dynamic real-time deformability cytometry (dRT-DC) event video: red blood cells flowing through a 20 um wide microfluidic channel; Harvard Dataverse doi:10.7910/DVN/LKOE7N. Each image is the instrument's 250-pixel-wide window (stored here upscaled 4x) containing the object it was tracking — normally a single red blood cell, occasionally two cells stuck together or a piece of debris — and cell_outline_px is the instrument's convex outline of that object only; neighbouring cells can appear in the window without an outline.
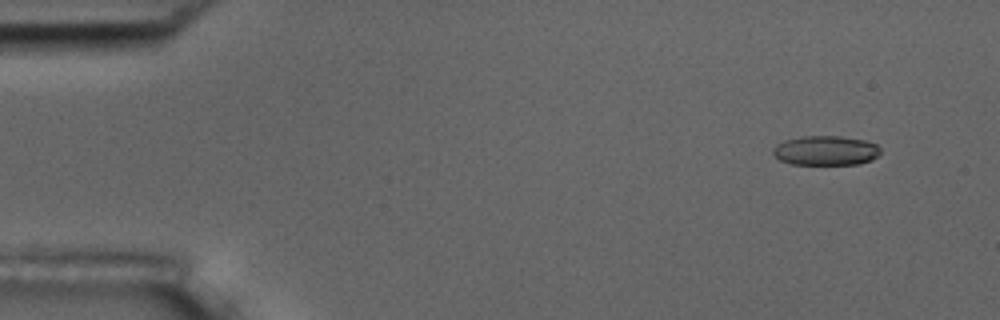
{"species": "common noctule bat (a hibernating species)", "species_latin": "Nyctalus noctula", "temperature_condition": "room temperature", "stored_images_in_passage": 6, "camera_frame_rate_fps": 3000, "um_per_image_px": 0.085, "animal": {"sex": "male", "body_mass_g": 17.5, "forearm_length_mm": 52.3}, "frame": {"image": 1, "passage_image": 2, "time_ms": 1.0, "image_size_px": [1000, 320], "cell_outline_px": [[880, 156], [872, 160], [860, 164], [792, 164], [780, 160], [772, 152], [772, 148], [776, 144], [784, 140], [800, 136], [840, 136], [864, 140], [876, 144], [880, 148]], "centroid_in_image_um": [70.2, 12.79], "position_along_channel_um": 14.8, "area_um2": 18.67}}
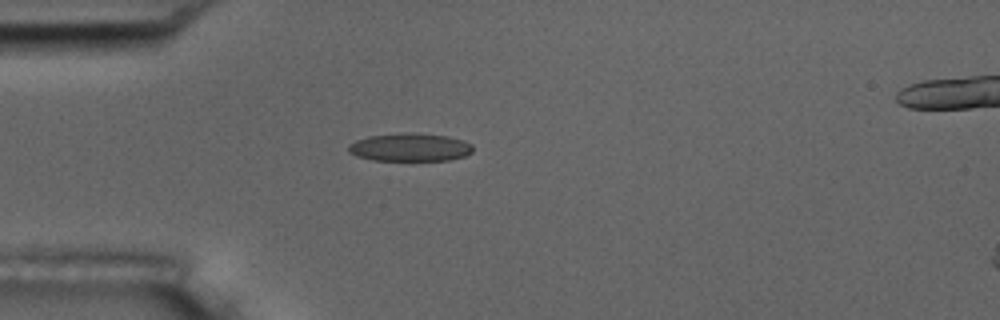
{"frame": {"image": 2, "passage_image": 5, "time_ms": 4.667, "image_size_px": [1000, 320], "cell_outline_px": [[472, 152], [464, 156], [448, 160], [372, 160], [356, 156], [348, 152], [348, 144], [356, 140], [368, 136], [400, 132], [448, 136], [464, 140], [472, 144]], "centroid_in_image_um": [34.82, 12.51], "position_along_channel_um": 50.2, "area_um2": 20.4}}